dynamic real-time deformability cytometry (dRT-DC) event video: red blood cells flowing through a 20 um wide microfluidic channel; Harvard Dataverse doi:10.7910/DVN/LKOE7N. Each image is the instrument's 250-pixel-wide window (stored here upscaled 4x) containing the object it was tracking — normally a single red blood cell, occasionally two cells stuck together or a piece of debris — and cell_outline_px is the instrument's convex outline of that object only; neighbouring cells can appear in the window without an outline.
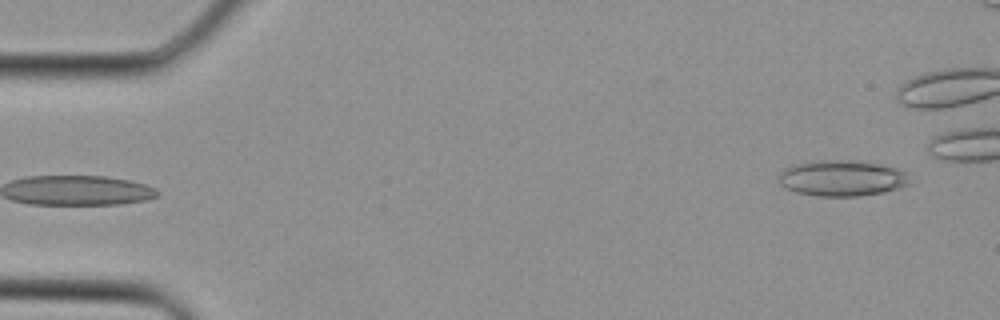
{"species": "Egyptian fruit bat (a non-hibernating species)", "species_latin": "Rousettus aegyptiacus", "temperature_condition": "cold", "stored_images_in_passage": 2, "camera_frame_rate_fps": 3000, "um_per_image_px": 0.085, "animal": {"sex": "female"}, "frame": {"image": 1, "passage_image": 2, "time_ms": 0.333, "image_size_px": [1000, 320], "cell_outline_px": [[912, 184], [884, 192], [860, 196], [816, 196], [796, 192], [784, 188], [780, 184], [780, 172], [784, 168], [792, 164], [808, 160], [864, 160], [896, 168], [904, 172]], "centroid_in_image_um": [71.54, 15.13], "position_along_channel_um": 13.5, "area_um2": 27.86}}